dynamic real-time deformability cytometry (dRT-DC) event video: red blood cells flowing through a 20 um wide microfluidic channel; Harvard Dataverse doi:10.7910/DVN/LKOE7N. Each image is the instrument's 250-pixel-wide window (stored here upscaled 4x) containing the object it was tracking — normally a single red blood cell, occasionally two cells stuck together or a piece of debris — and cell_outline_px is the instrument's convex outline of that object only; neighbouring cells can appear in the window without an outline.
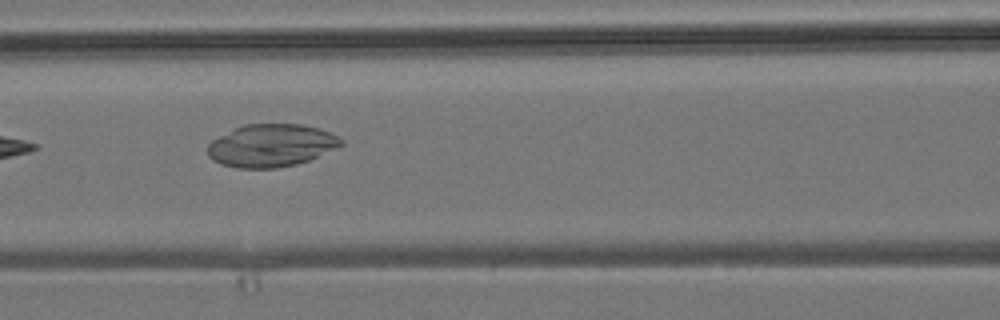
{"species": "common noctule bat (a hibernating species)", "species_latin": "Nyctalus noctula", "temperature_condition": "room temperature", "stored_images_in_passage": 6, "camera_frame_rate_fps": 3000, "um_per_image_px": 0.085, "animal": {"sex": "male", "body_mass_g": 19.2, "forearm_length_mm": 51.8}, "frame": {"image": 1, "passage_image": 4, "time_ms": 3.333, "image_size_px": [1000, 320], "cell_outline_px": [[344, 144], [308, 160], [296, 164], [276, 168], [236, 168], [220, 164], [212, 160], [208, 156], [208, 144], [212, 140], [244, 124], [304, 124], [320, 128], [344, 140]], "centroid_in_image_um": [23.04, 12.37], "position_along_channel_um": 143.6, "area_um2": 33.06}}
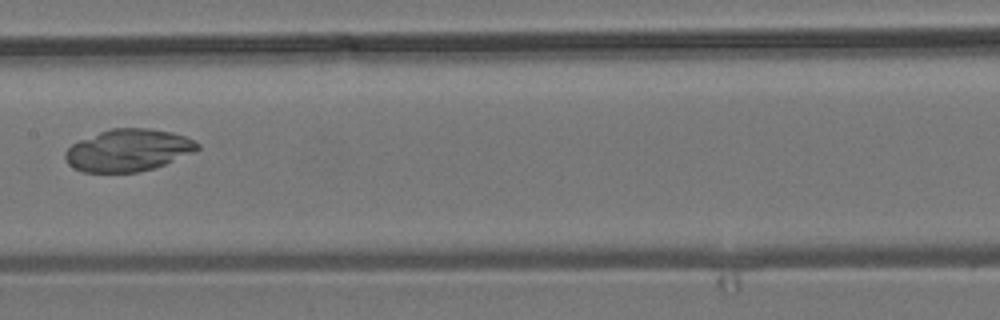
{"frame": {"image": 2, "passage_image": 5, "time_ms": 4.667, "image_size_px": [1000, 320], "cell_outline_px": [[200, 148], [196, 152], [164, 164], [152, 168], [136, 172], [84, 172], [72, 168], [64, 160], [64, 152], [72, 144], [80, 140], [100, 132], [112, 128], [148, 128], [172, 132], [184, 136], [200, 144]], "centroid_in_image_um": [10.89, 12.77], "position_along_channel_um": 196.5, "area_um2": 32.43}}
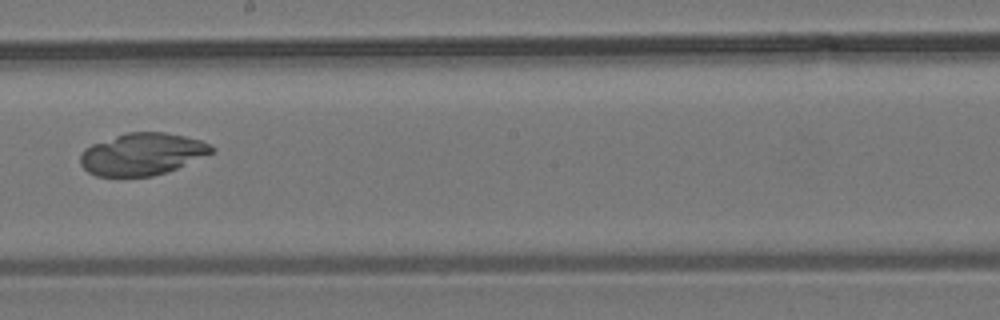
{"frame": {"image": 3, "passage_image": 6, "time_ms": 5.667, "image_size_px": [1000, 320], "cell_outline_px": [[216, 152], [168, 172], [152, 176], [96, 176], [88, 172], [80, 164], [80, 156], [84, 148], [92, 144], [128, 132], [164, 132], [184, 136], [200, 140], [216, 148]], "centroid_in_image_um": [12.11, 13.1], "position_along_channel_um": 236.1, "area_um2": 32.25}}